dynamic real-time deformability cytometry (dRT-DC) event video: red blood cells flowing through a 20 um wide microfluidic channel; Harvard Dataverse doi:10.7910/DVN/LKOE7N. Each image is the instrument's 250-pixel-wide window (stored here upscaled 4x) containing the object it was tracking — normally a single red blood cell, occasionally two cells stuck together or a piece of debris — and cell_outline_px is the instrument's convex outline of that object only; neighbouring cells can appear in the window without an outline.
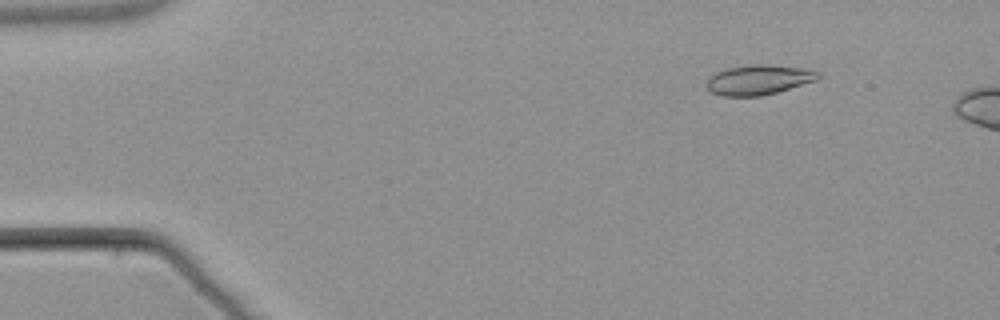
{"species": "common noctule bat (a hibernating species)", "species_latin": "Nyctalus noctula", "temperature_condition": "warm", "stored_images_in_passage": 4, "camera_frame_rate_fps": 3000, "um_per_image_px": 0.085, "animal": {"sex": "male", "body_mass_g": 21.5, "forearm_length_mm": 52.0}, "frame": {"image": 1, "passage_image": 2, "time_ms": 1.333, "image_size_px": [1000, 320], "cell_outline_px": [[820, 76], [816, 80], [776, 92], [760, 96], [720, 96], [712, 92], [704, 84], [708, 76], [724, 68], [752, 64], [764, 64], [800, 68], [820, 72]], "centroid_in_image_um": [64.4, 6.78], "position_along_channel_um": 20.6, "area_um2": 19.42}}